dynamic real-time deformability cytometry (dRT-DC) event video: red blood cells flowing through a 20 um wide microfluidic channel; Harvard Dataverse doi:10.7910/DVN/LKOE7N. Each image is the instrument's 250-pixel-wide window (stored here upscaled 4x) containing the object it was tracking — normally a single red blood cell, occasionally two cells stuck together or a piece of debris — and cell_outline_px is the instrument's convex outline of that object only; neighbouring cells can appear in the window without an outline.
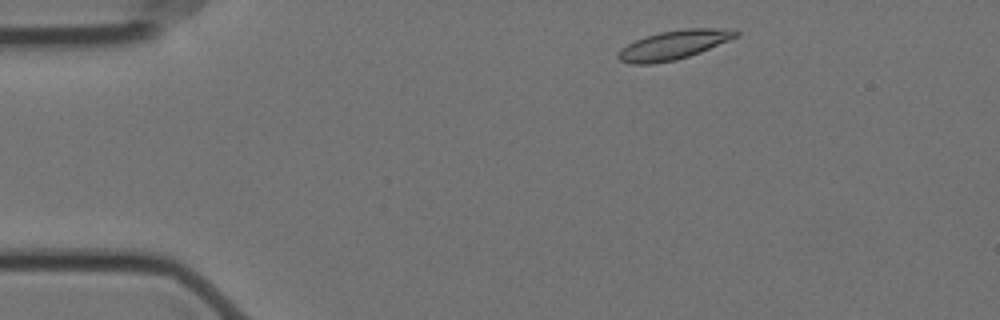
{"species": "Egyptian fruit bat (a non-hibernating species)", "species_latin": "Rousettus aegyptiacus", "temperature_condition": "cold", "stored_images_in_passage": 51, "camera_frame_rate_fps": 3000, "um_per_image_px": 0.085, "animal": {"sex": "female"}, "frame": {"image": 1, "passage_image": 3, "time_ms": 0.667, "image_size_px": [1000, 320], "cell_outline_px": [[740, 36], [700, 52], [676, 60], [652, 64], [628, 64], [620, 60], [616, 56], [616, 52], [620, 48], [636, 40], [660, 32], [688, 28], [736, 28], [740, 32]], "centroid_in_image_um": [57.3, 3.81], "position_along_channel_um": 27.7, "area_um2": 20.11}}
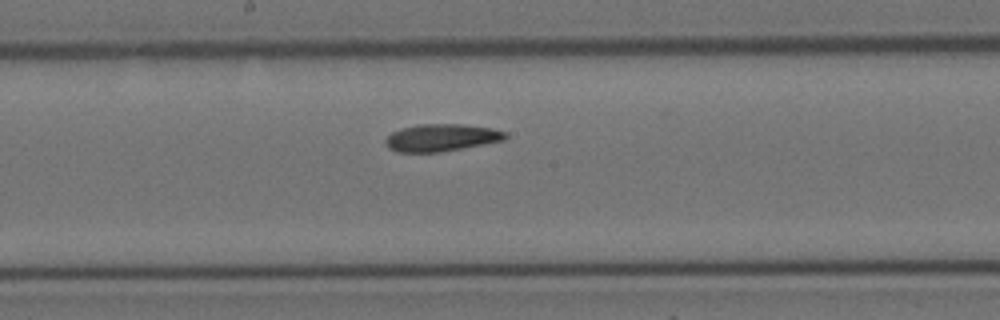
{"frame": {"image": 2, "passage_image": 24, "time_ms": 7.667, "image_size_px": [1000, 320], "cell_outline_px": [[508, 136], [504, 140], [484, 144], [440, 152], [396, 152], [388, 148], [384, 144], [384, 140], [392, 132], [400, 128], [420, 124], [460, 124], [492, 128], [508, 132]], "centroid_in_image_um": [37.5, 11.7], "position_along_channel_um": 210.7, "area_um2": 19.19}}
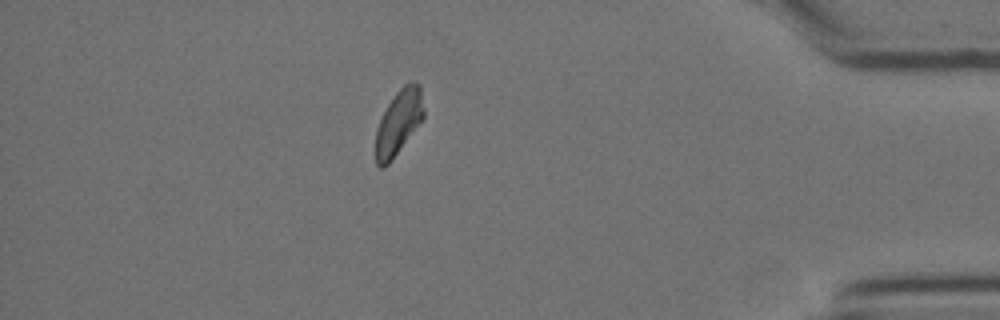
{"frame": {"image": 3, "passage_image": 44, "time_ms": 14.333, "image_size_px": [1000, 320], "cell_outline_px": [[424, 116], [388, 164], [384, 168], [380, 168], [376, 164], [376, 128], [388, 104], [396, 92], [404, 84], [420, 84], [424, 108]], "centroid_in_image_um": [33.87, 10.4], "position_along_channel_um": 401.3, "area_um2": 17.57}}